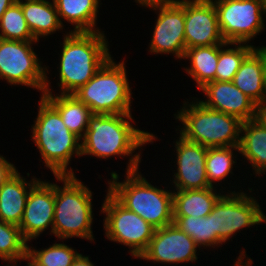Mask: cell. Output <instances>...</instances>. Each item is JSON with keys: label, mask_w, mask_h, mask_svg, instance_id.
<instances>
[{"label": "cell", "mask_w": 266, "mask_h": 266, "mask_svg": "<svg viewBox=\"0 0 266 266\" xmlns=\"http://www.w3.org/2000/svg\"><path fill=\"white\" fill-rule=\"evenodd\" d=\"M131 113L93 114L81 143V156L108 158L114 155L132 156L127 172L138 170L140 154L131 155L138 147L156 139L153 134L133 127Z\"/></svg>", "instance_id": "cell-1"}, {"label": "cell", "mask_w": 266, "mask_h": 266, "mask_svg": "<svg viewBox=\"0 0 266 266\" xmlns=\"http://www.w3.org/2000/svg\"><path fill=\"white\" fill-rule=\"evenodd\" d=\"M102 32H74L64 36L60 57L61 94H74L111 57Z\"/></svg>", "instance_id": "cell-2"}, {"label": "cell", "mask_w": 266, "mask_h": 266, "mask_svg": "<svg viewBox=\"0 0 266 266\" xmlns=\"http://www.w3.org/2000/svg\"><path fill=\"white\" fill-rule=\"evenodd\" d=\"M32 139L54 176L74 175L67 171L73 154L81 156V139L63 123L59 112L43 97L32 127Z\"/></svg>", "instance_id": "cell-3"}, {"label": "cell", "mask_w": 266, "mask_h": 266, "mask_svg": "<svg viewBox=\"0 0 266 266\" xmlns=\"http://www.w3.org/2000/svg\"><path fill=\"white\" fill-rule=\"evenodd\" d=\"M138 173L127 172L126 180L117 182L118 174L112 172L108 192L156 229L173 224V192L152 186Z\"/></svg>", "instance_id": "cell-4"}, {"label": "cell", "mask_w": 266, "mask_h": 266, "mask_svg": "<svg viewBox=\"0 0 266 266\" xmlns=\"http://www.w3.org/2000/svg\"><path fill=\"white\" fill-rule=\"evenodd\" d=\"M55 177L64 186L55 184L53 234L60 239L76 236L93 240L91 191L75 175Z\"/></svg>", "instance_id": "cell-5"}, {"label": "cell", "mask_w": 266, "mask_h": 266, "mask_svg": "<svg viewBox=\"0 0 266 266\" xmlns=\"http://www.w3.org/2000/svg\"><path fill=\"white\" fill-rule=\"evenodd\" d=\"M183 107L176 118L184 127L180 136L207 148L238 147L242 121L237 117L212 110L200 101Z\"/></svg>", "instance_id": "cell-6"}, {"label": "cell", "mask_w": 266, "mask_h": 266, "mask_svg": "<svg viewBox=\"0 0 266 266\" xmlns=\"http://www.w3.org/2000/svg\"><path fill=\"white\" fill-rule=\"evenodd\" d=\"M130 90L124 62L116 64L110 57L74 95L92 114H125L131 113Z\"/></svg>", "instance_id": "cell-7"}, {"label": "cell", "mask_w": 266, "mask_h": 266, "mask_svg": "<svg viewBox=\"0 0 266 266\" xmlns=\"http://www.w3.org/2000/svg\"><path fill=\"white\" fill-rule=\"evenodd\" d=\"M101 211L106 214V237L129 246L132 256L139 258L147 249L156 228L138 214L126 209L109 192Z\"/></svg>", "instance_id": "cell-8"}, {"label": "cell", "mask_w": 266, "mask_h": 266, "mask_svg": "<svg viewBox=\"0 0 266 266\" xmlns=\"http://www.w3.org/2000/svg\"><path fill=\"white\" fill-rule=\"evenodd\" d=\"M213 3L225 42L246 44L263 30L261 0H215Z\"/></svg>", "instance_id": "cell-9"}, {"label": "cell", "mask_w": 266, "mask_h": 266, "mask_svg": "<svg viewBox=\"0 0 266 266\" xmlns=\"http://www.w3.org/2000/svg\"><path fill=\"white\" fill-rule=\"evenodd\" d=\"M32 42L0 38V78L9 84H21L42 90L46 84V73L41 67ZM44 69V70H43Z\"/></svg>", "instance_id": "cell-10"}, {"label": "cell", "mask_w": 266, "mask_h": 266, "mask_svg": "<svg viewBox=\"0 0 266 266\" xmlns=\"http://www.w3.org/2000/svg\"><path fill=\"white\" fill-rule=\"evenodd\" d=\"M211 212L212 233H216V241L219 244L225 243L240 229L261 222L266 223V216L261 211L258 202L243 192L221 195Z\"/></svg>", "instance_id": "cell-11"}, {"label": "cell", "mask_w": 266, "mask_h": 266, "mask_svg": "<svg viewBox=\"0 0 266 266\" xmlns=\"http://www.w3.org/2000/svg\"><path fill=\"white\" fill-rule=\"evenodd\" d=\"M146 7L160 10L150 42V52L174 53L176 58L183 59L186 51L185 0H171Z\"/></svg>", "instance_id": "cell-12"}, {"label": "cell", "mask_w": 266, "mask_h": 266, "mask_svg": "<svg viewBox=\"0 0 266 266\" xmlns=\"http://www.w3.org/2000/svg\"><path fill=\"white\" fill-rule=\"evenodd\" d=\"M198 246L174 223L155 230L147 249L139 258L158 263H184L197 260Z\"/></svg>", "instance_id": "cell-13"}, {"label": "cell", "mask_w": 266, "mask_h": 266, "mask_svg": "<svg viewBox=\"0 0 266 266\" xmlns=\"http://www.w3.org/2000/svg\"><path fill=\"white\" fill-rule=\"evenodd\" d=\"M184 29L186 49L225 43L213 0H185Z\"/></svg>", "instance_id": "cell-14"}, {"label": "cell", "mask_w": 266, "mask_h": 266, "mask_svg": "<svg viewBox=\"0 0 266 266\" xmlns=\"http://www.w3.org/2000/svg\"><path fill=\"white\" fill-rule=\"evenodd\" d=\"M55 184L38 180L29 191L24 215L19 225L26 241L38 237L47 227L53 233Z\"/></svg>", "instance_id": "cell-15"}, {"label": "cell", "mask_w": 266, "mask_h": 266, "mask_svg": "<svg viewBox=\"0 0 266 266\" xmlns=\"http://www.w3.org/2000/svg\"><path fill=\"white\" fill-rule=\"evenodd\" d=\"M177 173L173 180L176 190L205 189L212 187L206 174V155L208 148L189 142L180 136L176 141Z\"/></svg>", "instance_id": "cell-16"}, {"label": "cell", "mask_w": 266, "mask_h": 266, "mask_svg": "<svg viewBox=\"0 0 266 266\" xmlns=\"http://www.w3.org/2000/svg\"><path fill=\"white\" fill-rule=\"evenodd\" d=\"M208 97L200 101L212 110L237 117L242 122L255 118L257 105L232 81H211L200 88Z\"/></svg>", "instance_id": "cell-17"}, {"label": "cell", "mask_w": 266, "mask_h": 266, "mask_svg": "<svg viewBox=\"0 0 266 266\" xmlns=\"http://www.w3.org/2000/svg\"><path fill=\"white\" fill-rule=\"evenodd\" d=\"M27 183L16 170L0 186V220L19 226L26 206L30 188L38 181ZM27 186L29 190H27Z\"/></svg>", "instance_id": "cell-18"}, {"label": "cell", "mask_w": 266, "mask_h": 266, "mask_svg": "<svg viewBox=\"0 0 266 266\" xmlns=\"http://www.w3.org/2000/svg\"><path fill=\"white\" fill-rule=\"evenodd\" d=\"M46 84L42 96L59 112L66 127L82 139L88 128L89 118L93 115L90 108L81 102L74 94L53 96ZM83 132V133H82Z\"/></svg>", "instance_id": "cell-19"}, {"label": "cell", "mask_w": 266, "mask_h": 266, "mask_svg": "<svg viewBox=\"0 0 266 266\" xmlns=\"http://www.w3.org/2000/svg\"><path fill=\"white\" fill-rule=\"evenodd\" d=\"M264 46L255 48L242 62L232 82L256 105L264 103Z\"/></svg>", "instance_id": "cell-20"}, {"label": "cell", "mask_w": 266, "mask_h": 266, "mask_svg": "<svg viewBox=\"0 0 266 266\" xmlns=\"http://www.w3.org/2000/svg\"><path fill=\"white\" fill-rule=\"evenodd\" d=\"M17 0L21 5L22 12L28 27L36 41L40 36H47L62 28L61 19L53 3L47 0Z\"/></svg>", "instance_id": "cell-21"}, {"label": "cell", "mask_w": 266, "mask_h": 266, "mask_svg": "<svg viewBox=\"0 0 266 266\" xmlns=\"http://www.w3.org/2000/svg\"><path fill=\"white\" fill-rule=\"evenodd\" d=\"M213 187L205 189L177 190L173 192V216H207L221 197L213 192Z\"/></svg>", "instance_id": "cell-22"}, {"label": "cell", "mask_w": 266, "mask_h": 266, "mask_svg": "<svg viewBox=\"0 0 266 266\" xmlns=\"http://www.w3.org/2000/svg\"><path fill=\"white\" fill-rule=\"evenodd\" d=\"M244 132V133H243ZM239 153L252 164L258 175L266 172V129L255 119L242 122Z\"/></svg>", "instance_id": "cell-23"}, {"label": "cell", "mask_w": 266, "mask_h": 266, "mask_svg": "<svg viewBox=\"0 0 266 266\" xmlns=\"http://www.w3.org/2000/svg\"><path fill=\"white\" fill-rule=\"evenodd\" d=\"M59 15L75 24L74 32H94L99 0H53ZM94 29V30H93Z\"/></svg>", "instance_id": "cell-24"}, {"label": "cell", "mask_w": 266, "mask_h": 266, "mask_svg": "<svg viewBox=\"0 0 266 266\" xmlns=\"http://www.w3.org/2000/svg\"><path fill=\"white\" fill-rule=\"evenodd\" d=\"M183 58L191 60V66L186 72L196 81L198 89L206 83L215 81L219 45L188 48Z\"/></svg>", "instance_id": "cell-25"}, {"label": "cell", "mask_w": 266, "mask_h": 266, "mask_svg": "<svg viewBox=\"0 0 266 266\" xmlns=\"http://www.w3.org/2000/svg\"><path fill=\"white\" fill-rule=\"evenodd\" d=\"M173 223L190 236L198 248L199 246L207 247L219 244L216 241V233H212V212L205 217L199 218H194V216H173Z\"/></svg>", "instance_id": "cell-26"}, {"label": "cell", "mask_w": 266, "mask_h": 266, "mask_svg": "<svg viewBox=\"0 0 266 266\" xmlns=\"http://www.w3.org/2000/svg\"><path fill=\"white\" fill-rule=\"evenodd\" d=\"M235 45V48L221 49L226 45ZM239 44V46H237ZM237 46V48H236ZM254 46L241 43H227L219 45V58L216 67L215 81H232L243 60L254 50Z\"/></svg>", "instance_id": "cell-27"}, {"label": "cell", "mask_w": 266, "mask_h": 266, "mask_svg": "<svg viewBox=\"0 0 266 266\" xmlns=\"http://www.w3.org/2000/svg\"><path fill=\"white\" fill-rule=\"evenodd\" d=\"M27 241L19 226L0 220V258L4 261L17 262L27 260Z\"/></svg>", "instance_id": "cell-28"}, {"label": "cell", "mask_w": 266, "mask_h": 266, "mask_svg": "<svg viewBox=\"0 0 266 266\" xmlns=\"http://www.w3.org/2000/svg\"><path fill=\"white\" fill-rule=\"evenodd\" d=\"M78 255L77 251L62 243H55L41 251L28 246L27 250L28 266H71Z\"/></svg>", "instance_id": "cell-29"}, {"label": "cell", "mask_w": 266, "mask_h": 266, "mask_svg": "<svg viewBox=\"0 0 266 266\" xmlns=\"http://www.w3.org/2000/svg\"><path fill=\"white\" fill-rule=\"evenodd\" d=\"M0 38L18 41H36L24 18L21 5L16 1L0 19Z\"/></svg>", "instance_id": "cell-30"}, {"label": "cell", "mask_w": 266, "mask_h": 266, "mask_svg": "<svg viewBox=\"0 0 266 266\" xmlns=\"http://www.w3.org/2000/svg\"><path fill=\"white\" fill-rule=\"evenodd\" d=\"M239 151V147H216L208 148L206 155V174L209 184L213 187L214 181H221L228 176L233 168V164L236 163L233 157V150Z\"/></svg>", "instance_id": "cell-31"}, {"label": "cell", "mask_w": 266, "mask_h": 266, "mask_svg": "<svg viewBox=\"0 0 266 266\" xmlns=\"http://www.w3.org/2000/svg\"><path fill=\"white\" fill-rule=\"evenodd\" d=\"M16 171L13 164L0 155V186Z\"/></svg>", "instance_id": "cell-32"}, {"label": "cell", "mask_w": 266, "mask_h": 266, "mask_svg": "<svg viewBox=\"0 0 266 266\" xmlns=\"http://www.w3.org/2000/svg\"><path fill=\"white\" fill-rule=\"evenodd\" d=\"M254 119L266 129V103L257 105Z\"/></svg>", "instance_id": "cell-33"}, {"label": "cell", "mask_w": 266, "mask_h": 266, "mask_svg": "<svg viewBox=\"0 0 266 266\" xmlns=\"http://www.w3.org/2000/svg\"><path fill=\"white\" fill-rule=\"evenodd\" d=\"M71 266H94V264L90 262L88 256L85 257L82 254H79Z\"/></svg>", "instance_id": "cell-34"}, {"label": "cell", "mask_w": 266, "mask_h": 266, "mask_svg": "<svg viewBox=\"0 0 266 266\" xmlns=\"http://www.w3.org/2000/svg\"><path fill=\"white\" fill-rule=\"evenodd\" d=\"M17 0H0V19L5 11L12 6Z\"/></svg>", "instance_id": "cell-35"}, {"label": "cell", "mask_w": 266, "mask_h": 266, "mask_svg": "<svg viewBox=\"0 0 266 266\" xmlns=\"http://www.w3.org/2000/svg\"><path fill=\"white\" fill-rule=\"evenodd\" d=\"M137 3H139L142 6H148L151 4H157V3H162V2H168L171 0H135Z\"/></svg>", "instance_id": "cell-36"}, {"label": "cell", "mask_w": 266, "mask_h": 266, "mask_svg": "<svg viewBox=\"0 0 266 266\" xmlns=\"http://www.w3.org/2000/svg\"><path fill=\"white\" fill-rule=\"evenodd\" d=\"M263 84H264V103H266V47H264V75H263Z\"/></svg>", "instance_id": "cell-37"}, {"label": "cell", "mask_w": 266, "mask_h": 266, "mask_svg": "<svg viewBox=\"0 0 266 266\" xmlns=\"http://www.w3.org/2000/svg\"><path fill=\"white\" fill-rule=\"evenodd\" d=\"M262 8L264 10V14L266 13V0H261Z\"/></svg>", "instance_id": "cell-38"}]
</instances>
